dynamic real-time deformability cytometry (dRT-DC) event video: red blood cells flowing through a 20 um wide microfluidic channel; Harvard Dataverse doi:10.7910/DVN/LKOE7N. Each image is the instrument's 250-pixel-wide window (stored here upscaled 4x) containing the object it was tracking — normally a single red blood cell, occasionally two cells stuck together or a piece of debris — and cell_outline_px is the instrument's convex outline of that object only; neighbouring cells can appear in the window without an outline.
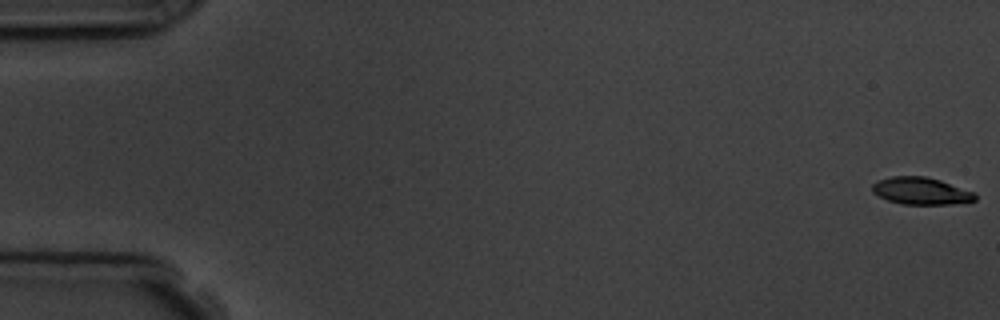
{"species": "common noctule bat (a hibernating species)", "species_latin": "Nyctalus noctula", "temperature_condition": "room temperature", "stored_images_in_passage": 6, "camera_frame_rate_fps": 3000, "um_per_image_px": 0.085, "animal": {"sex": "male", "body_mass_g": 19.5, "forearm_length_mm": 54.6}, "frame": {"image": 1, "passage_image": 1, "time_ms": 0.0, "image_size_px": [1000, 320], "cell_outline_px": [[976, 200], [952, 204], [904, 204], [888, 200], [872, 192], [872, 184], [876, 180], [892, 176], [924, 176], [940, 180], [976, 192]], "centroid_in_image_um": [78.29, 16.22], "position_along_channel_um": 6.7, "area_um2": 16.3}}
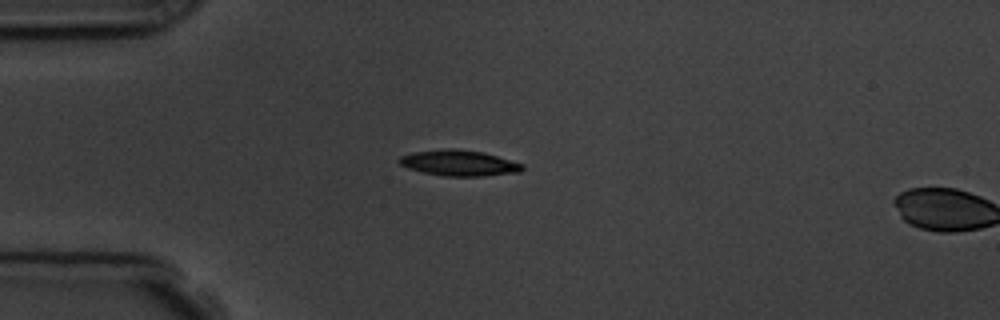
{"frame": {"image": 2, "passage_image": 5, "time_ms": 4.667, "image_size_px": [1000, 320], "cell_outline_px": [[524, 168], [520, 172], [480, 176], [444, 176], [424, 172], [408, 168], [400, 164], [396, 160], [400, 156], [412, 152], [452, 148], [484, 152], [524, 164]], "centroid_in_image_um": [39.01, 13.85], "position_along_channel_um": 46.0, "area_um2": 18.44}}